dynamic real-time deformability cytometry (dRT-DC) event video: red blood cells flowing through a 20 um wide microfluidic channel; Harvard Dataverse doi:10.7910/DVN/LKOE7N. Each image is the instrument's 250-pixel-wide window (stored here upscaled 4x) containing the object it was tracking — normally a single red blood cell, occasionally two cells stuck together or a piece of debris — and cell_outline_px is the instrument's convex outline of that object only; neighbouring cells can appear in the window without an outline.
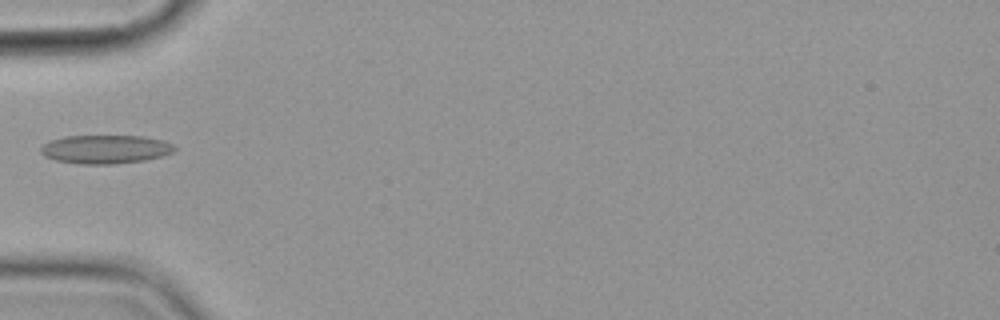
{"species": "common noctule bat (a hibernating species)", "species_latin": "Nyctalus noctula", "temperature_condition": "cold", "stored_images_in_passage": 5, "camera_frame_rate_fps": 3000, "um_per_image_px": 0.085, "animal": {"sex": "female", "body_mass_g": 19.9}, "frame": {"image": 1, "passage_image": 5, "time_ms": 5.667, "image_size_px": [1000, 320], "cell_outline_px": [[176, 148], [172, 152], [160, 156], [144, 160], [112, 164], [80, 164], [56, 160], [44, 156], [40, 152], [40, 148], [48, 140], [64, 136], [144, 136], [164, 140], [172, 144]], "centroid_in_image_um": [8.92, 12.68], "position_along_channel_um": 76.1, "area_um2": 22.31}}